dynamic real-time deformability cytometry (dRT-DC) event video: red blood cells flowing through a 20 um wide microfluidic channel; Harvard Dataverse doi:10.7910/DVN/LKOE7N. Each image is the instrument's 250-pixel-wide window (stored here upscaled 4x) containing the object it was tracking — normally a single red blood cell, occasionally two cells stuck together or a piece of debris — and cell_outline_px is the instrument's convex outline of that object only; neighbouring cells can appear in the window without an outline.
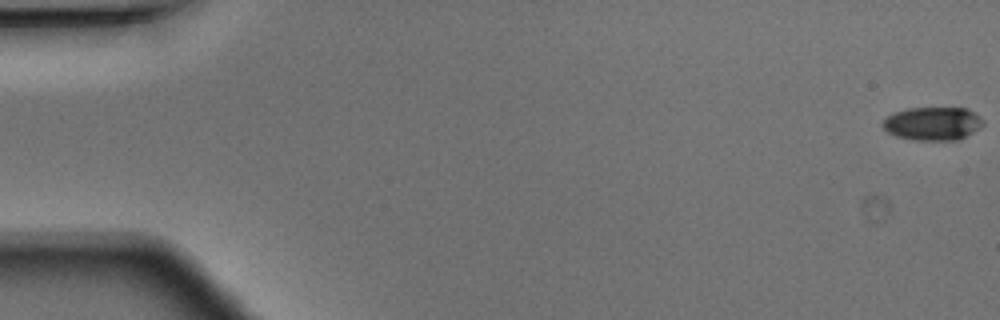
{"species": "Egyptian fruit bat (a non-hibernating species)", "species_latin": "Rousettus aegyptiacus", "temperature_condition": "warm", "stored_images_in_passage": 49, "camera_frame_rate_fps": 3000, "um_per_image_px": 0.085, "animal": {"sex": "male"}, "frame": {"image": 1, "passage_image": 1, "time_ms": 0.0, "image_size_px": [1000, 320], "cell_outline_px": [[984, 124], [980, 128], [960, 140], [912, 140], [896, 136], [888, 132], [880, 124], [888, 116], [896, 112], [908, 108], [968, 108], [984, 120]], "centroid_in_image_um": [79.3, 10.51], "position_along_channel_um": 5.7, "area_um2": 19.59}}
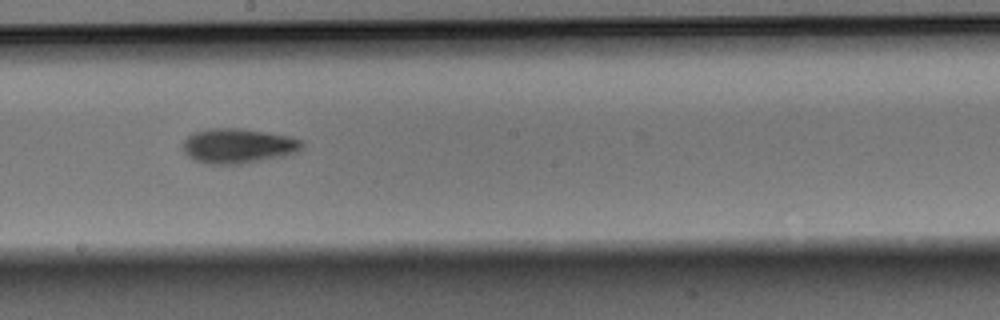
{"frame": {"image": 2, "passage_image": 28, "time_ms": 9.0, "image_size_px": [1000, 320], "cell_outline_px": [[304, 144], [296, 152], [284, 156], [244, 164], [208, 164], [196, 160], [188, 156], [184, 152], [184, 140], [188, 136], [196, 132], [212, 128], [240, 128], [288, 136], [304, 140]], "centroid_in_image_um": [20.26, 12.41], "position_along_channel_um": 227.9, "area_um2": 24.04}}
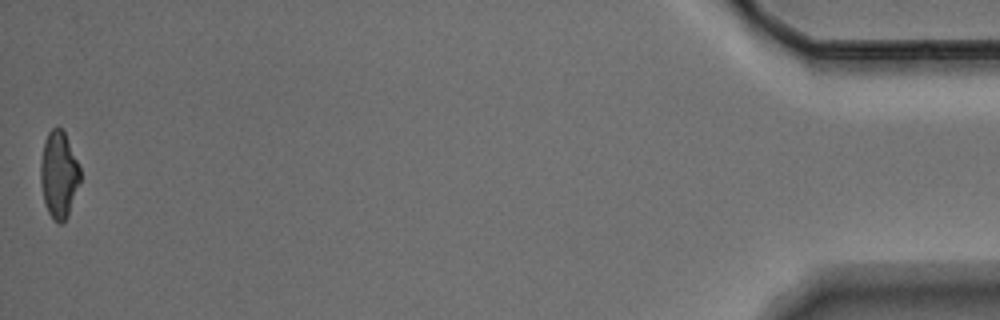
{"frame": {"image": 3, "passage_image": 49, "time_ms": 16.0, "image_size_px": [1000, 320], "cell_outline_px": [[80, 180], [68, 216], [60, 224], [56, 224], [48, 212], [44, 204], [40, 184], [40, 164], [44, 140], [48, 132], [52, 128], [60, 128], [64, 132], [80, 168]], "centroid_in_image_um": [4.97, 14.88], "position_along_channel_um": 430.2, "area_um2": 20.0}}